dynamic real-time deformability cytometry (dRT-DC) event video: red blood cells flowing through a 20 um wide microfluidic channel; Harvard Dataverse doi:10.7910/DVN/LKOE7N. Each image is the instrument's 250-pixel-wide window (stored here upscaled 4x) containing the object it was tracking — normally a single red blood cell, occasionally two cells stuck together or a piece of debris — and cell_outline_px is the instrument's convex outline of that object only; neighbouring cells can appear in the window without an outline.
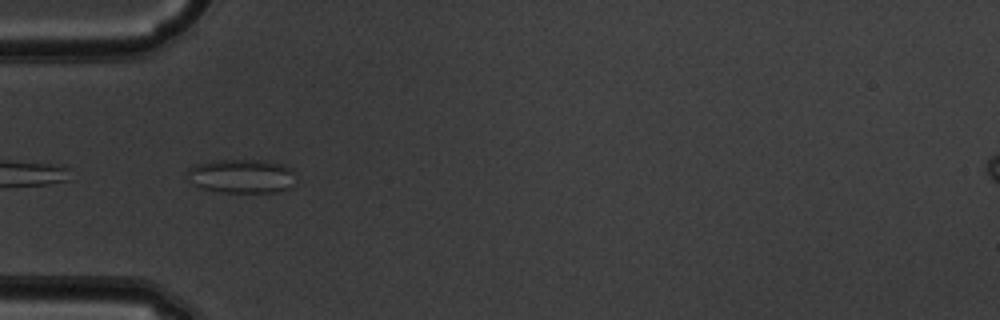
{"species": "common noctule bat (a hibernating species)", "species_latin": "Nyctalus noctula", "temperature_condition": "warm", "stored_images_in_passage": 3, "camera_frame_rate_fps": 3000, "um_per_image_px": 0.085, "animal": {"sex": "male", "body_mass_g": 19.5, "forearm_length_mm": 54.6}, "frame": {"image": 1, "passage_image": 1, "time_ms": 0.0, "image_size_px": [1000, 320], "cell_outline_px": [[292, 184], [288, 188], [276, 192], [220, 192], [200, 188], [192, 184], [184, 176], [188, 168], [196, 164], [212, 160], [268, 160], [284, 164], [292, 168]], "centroid_in_image_um": [20.45, 14.96], "position_along_channel_um": 64.5, "area_um2": 21.79}}